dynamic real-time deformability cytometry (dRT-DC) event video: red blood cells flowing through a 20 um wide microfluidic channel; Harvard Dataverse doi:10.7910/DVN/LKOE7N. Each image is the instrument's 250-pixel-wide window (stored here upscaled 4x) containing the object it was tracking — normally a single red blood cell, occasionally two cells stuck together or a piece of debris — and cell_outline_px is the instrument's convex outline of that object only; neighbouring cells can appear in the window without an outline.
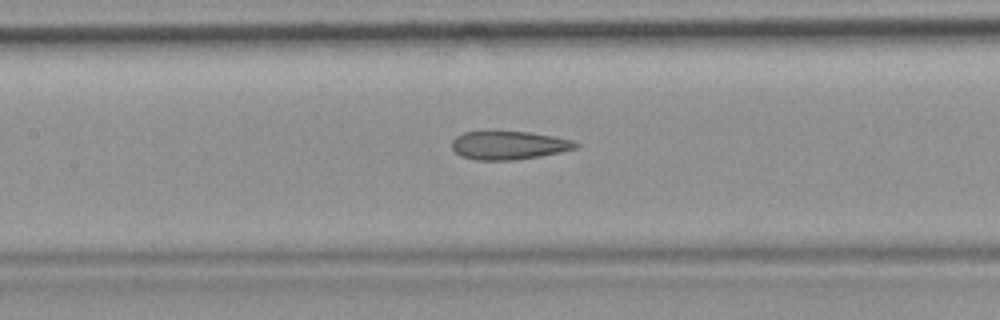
{"species": "common noctule bat (a hibernating species)", "species_latin": "Nyctalus noctula", "temperature_condition": "room temperature", "stored_images_in_passage": 52, "camera_frame_rate_fps": 3000, "um_per_image_px": 0.085, "animal": {"sex": "female", "body_mass_g": 19.9}, "frame": {"image": 1, "passage_image": 23, "time_ms": 7.333, "image_size_px": [1000, 320], "cell_outline_px": [[580, 144], [576, 148], [560, 152], [540, 156], [516, 160], [476, 160], [460, 156], [452, 148], [452, 140], [456, 136], [464, 132], [488, 128], [496, 128], [528, 132], [552, 136], [572, 140]], "centroid_in_image_um": [43.17, 12.3], "position_along_channel_um": 164.2, "area_um2": 21.39}, "authors_computed_cell_mechanics": {"area_um2": 22.1952, "velocity_mm_per_s": 3.7812, "shape_relaxation_time_tau1_ms": null, "shape_relaxation_time_tau2_ms": 2.6544, "deformation_change_tau1": null, "deformation_change_tau2": 0.1324}}